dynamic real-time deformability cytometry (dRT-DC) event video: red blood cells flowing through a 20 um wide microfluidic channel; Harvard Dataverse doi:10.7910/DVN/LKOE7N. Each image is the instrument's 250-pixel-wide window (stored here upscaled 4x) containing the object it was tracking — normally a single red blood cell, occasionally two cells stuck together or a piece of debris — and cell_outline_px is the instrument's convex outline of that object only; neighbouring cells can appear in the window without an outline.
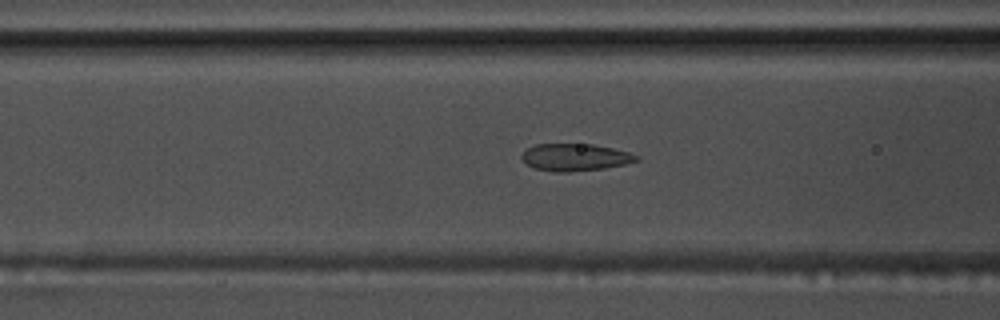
{"species": "common noctule bat (a hibernating species)", "species_latin": "Nyctalus noctula", "temperature_condition": "warm", "stored_images_in_passage": 56, "camera_frame_rate_fps": 3000, "um_per_image_px": 0.085, "animal": {"sex": "male", "body_mass_g": 17.5, "forearm_length_mm": 52.3}, "frame": {"image": 1, "passage_image": 23, "time_ms": 7.333, "image_size_px": [1000, 320], "cell_outline_px": [[640, 160], [624, 164], [604, 168], [568, 172], [552, 172], [536, 168], [528, 164], [520, 156], [528, 148], [536, 144], [592, 144], [612, 148], [628, 152], [640, 156]], "centroid_in_image_um": [48.91, 13.37], "position_along_channel_um": 117.7, "area_um2": 18.03}}
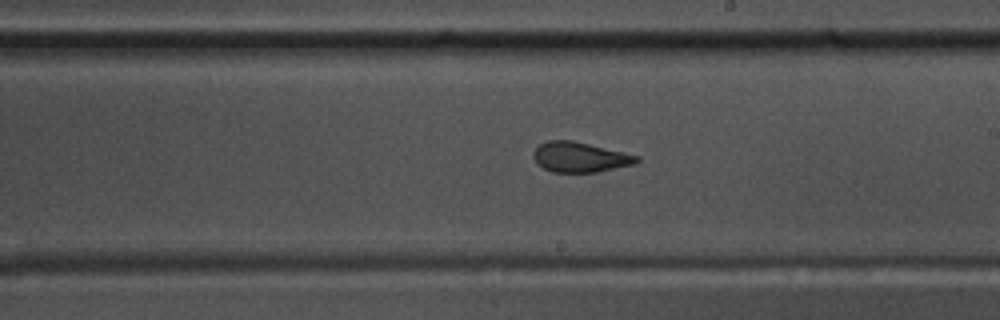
{"frame": {"image": 2, "passage_image": 33, "time_ms": 10.667, "image_size_px": [1000, 320], "cell_outline_px": [[640, 160], [636, 164], [596, 172], [552, 172], [536, 164], [532, 156], [532, 152], [540, 144], [548, 140], [572, 140], [640, 156]], "centroid_in_image_um": [49.28, 13.36], "position_along_channel_um": 239.7, "area_um2": 18.21}}
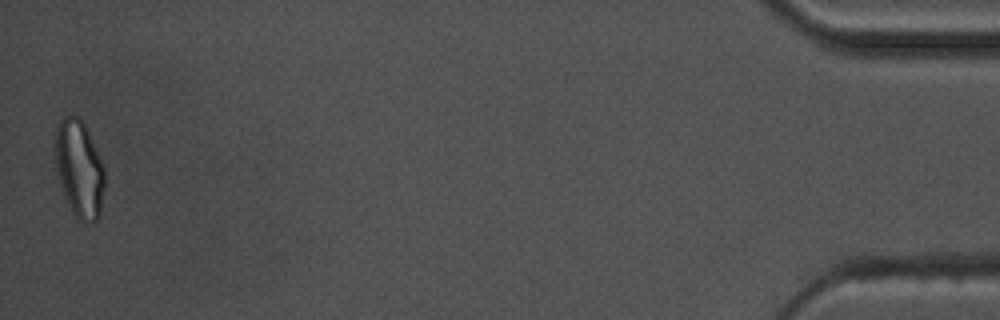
{"frame": {"image": 3, "passage_image": 56, "time_ms": 18.333, "image_size_px": [1000, 320], "cell_outline_px": [[104, 188], [100, 212], [96, 220], [84, 224], [76, 220], [64, 196], [56, 168], [52, 144], [56, 124], [60, 116], [80, 116], [88, 132], [104, 168]], "centroid_in_image_um": [6.68, 14.32], "position_along_channel_um": 428.5, "area_um2": 28.55}, "authors_computed_cell_mechanics": {"area_um2": 19.5653, "velocity_mm_per_s": 3.6682, "shape_relaxation_time_tau1_ms": null, "shape_relaxation_time_tau2_ms": 1.3702, "deformation_change_tau1": null, "deformation_change_tau2": 0.0674}}